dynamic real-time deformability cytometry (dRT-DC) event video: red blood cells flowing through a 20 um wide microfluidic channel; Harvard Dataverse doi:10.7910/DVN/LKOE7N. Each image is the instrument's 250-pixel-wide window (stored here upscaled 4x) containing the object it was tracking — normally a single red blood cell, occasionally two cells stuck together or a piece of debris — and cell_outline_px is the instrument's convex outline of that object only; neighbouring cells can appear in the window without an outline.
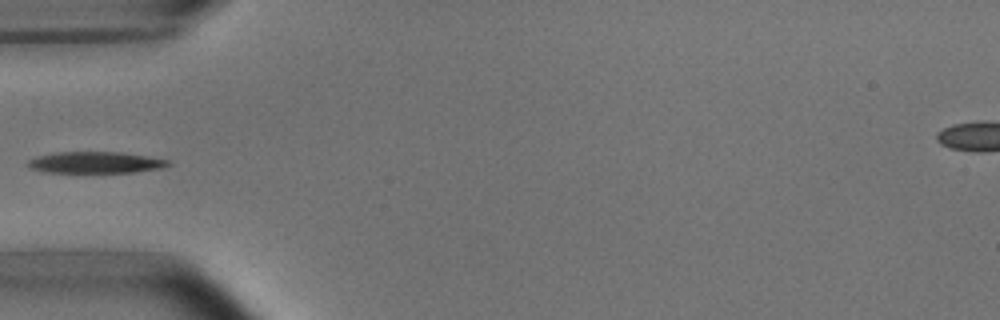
{"species": "common noctule bat (a hibernating species)", "species_latin": "Nyctalus noctula", "temperature_condition": "room temperature", "stored_images_in_passage": 1, "camera_frame_rate_fps": 3000, "um_per_image_px": 0.085, "animal": {"sex": "male", "body_mass_g": 15.6}, "frame": {"image": 1, "passage_image": 1, "time_ms": 0.0, "image_size_px": [1000, 320], "cell_outline_px": [[172, 164], [164, 168], [136, 172], [44, 172], [32, 168], [28, 164], [28, 160], [36, 156], [56, 152], [120, 152], [172, 160]], "centroid_in_image_um": [8.19, 13.81], "position_along_channel_um": 76.8, "area_um2": 17.57}}